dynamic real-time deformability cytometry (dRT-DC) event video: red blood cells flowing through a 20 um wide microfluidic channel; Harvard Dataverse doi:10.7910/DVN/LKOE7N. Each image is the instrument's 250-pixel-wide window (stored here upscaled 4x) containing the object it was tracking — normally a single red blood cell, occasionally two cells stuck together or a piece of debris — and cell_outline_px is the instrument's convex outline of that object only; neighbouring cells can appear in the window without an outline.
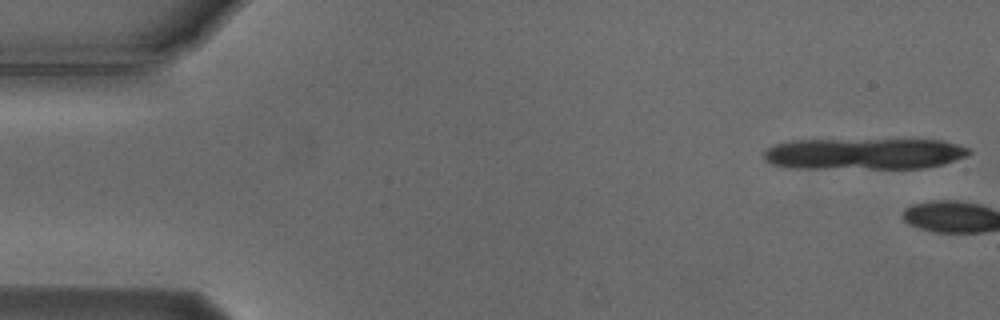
{"species": "Egyptian fruit bat (a non-hibernating species)", "species_latin": "Rousettus aegyptiacus", "temperature_condition": "cold", "stored_images_in_passage": 3, "camera_frame_rate_fps": 3000, "um_per_image_px": 0.085, "animal": {"sex": "male"}, "frame": {"image": 1, "passage_image": 1, "time_ms": 0.0, "image_size_px": [1000, 320], "cell_outline_px": [[972, 152], [964, 156], [944, 164], [924, 168], [792, 168], [772, 164], [764, 160], [764, 152], [772, 144], [792, 140], [944, 140], [968, 148]], "centroid_in_image_um": [73.41, 13.07], "position_along_channel_um": 11.6, "area_um2": 37.45}}